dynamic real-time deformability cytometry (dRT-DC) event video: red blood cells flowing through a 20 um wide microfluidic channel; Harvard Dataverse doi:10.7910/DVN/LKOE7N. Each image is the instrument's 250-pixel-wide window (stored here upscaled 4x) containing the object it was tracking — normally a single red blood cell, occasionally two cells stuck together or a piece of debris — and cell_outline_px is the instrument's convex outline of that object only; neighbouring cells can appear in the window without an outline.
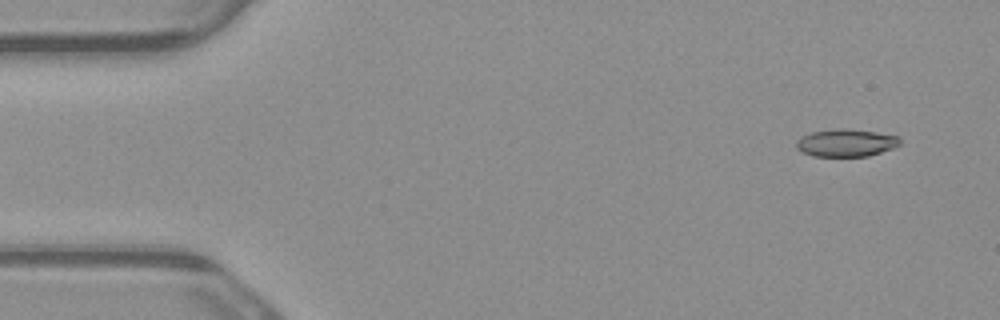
{"species": "common noctule bat (a hibernating species)", "species_latin": "Nyctalus noctula", "temperature_condition": "warm", "stored_images_in_passage": 6, "segment_of_instrument_passage": [2, 2], "camera_frame_rate_fps": 3000, "um_per_image_px": 0.085, "animal": {"sex": "male", "body_mass_g": 23.1, "forearm_length_mm": 52.7}, "frame": {"image": 1, "passage_image": 6, "time_ms": 1.667, "image_size_px": [1000, 320], "cell_outline_px": [[900, 144], [892, 148], [868, 156], [812, 156], [800, 152], [796, 148], [796, 140], [800, 136], [812, 132], [840, 128], [848, 128], [876, 132], [900, 136]], "centroid_in_image_um": [71.88, 12.13], "position_along_channel_um": 13.1, "area_um2": 16.76}}